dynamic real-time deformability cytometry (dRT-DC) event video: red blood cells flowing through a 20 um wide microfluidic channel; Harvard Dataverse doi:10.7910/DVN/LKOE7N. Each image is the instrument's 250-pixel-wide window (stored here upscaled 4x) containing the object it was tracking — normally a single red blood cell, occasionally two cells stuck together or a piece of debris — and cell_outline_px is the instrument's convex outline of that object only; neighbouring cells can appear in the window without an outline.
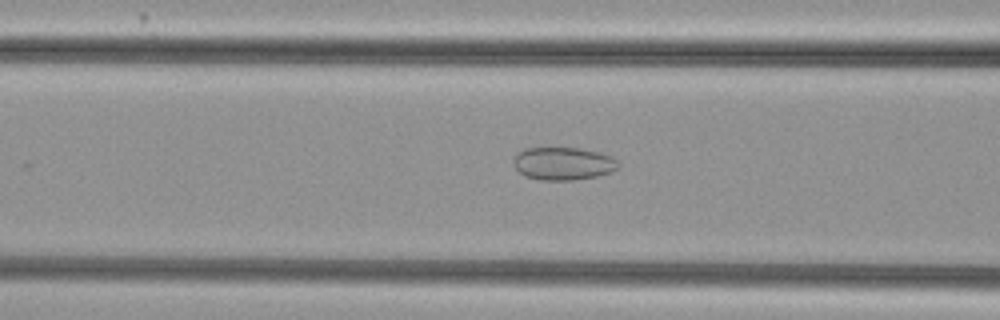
{"species": "common noctule bat (a hibernating species)", "species_latin": "Nyctalus noctula", "temperature_condition": "cold", "stored_images_in_passage": 21, "camera_frame_rate_fps": 3000, "um_per_image_px": 0.085, "animal": {"sex": "female", "body_mass_g": 29.2, "forearm_length_mm": 56.3}, "frame": {"image": 1, "passage_image": 7, "time_ms": 2.0, "image_size_px": [1000, 320], "cell_outline_px": [[620, 164], [612, 172], [596, 176], [572, 180], [540, 180], [524, 176], [512, 164], [512, 160], [516, 152], [524, 148], [580, 148], [600, 152], [612, 156]], "centroid_in_image_um": [47.84, 13.89], "position_along_channel_um": 118.8, "area_um2": 20.29}}
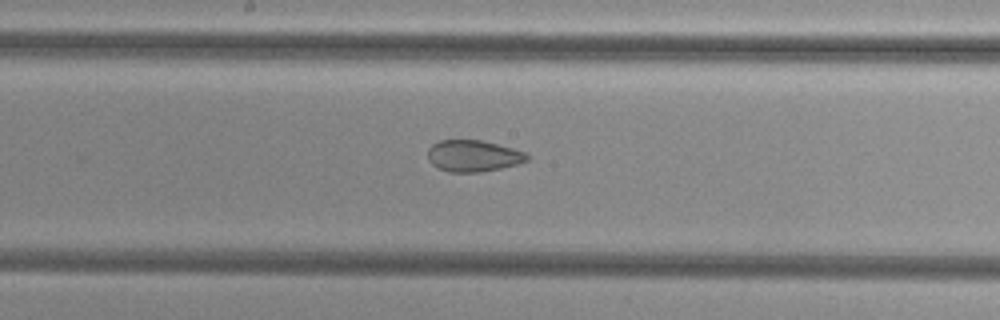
{"frame": {"image": 2, "passage_image": 14, "time_ms": 4.333, "image_size_px": [1000, 320], "cell_outline_px": [[528, 160], [520, 164], [480, 172], [448, 172], [436, 168], [428, 160], [428, 148], [432, 144], [440, 140], [480, 140], [528, 152]], "centroid_in_image_um": [40.22, 13.26], "position_along_channel_um": 208.0, "area_um2": 18.38}}
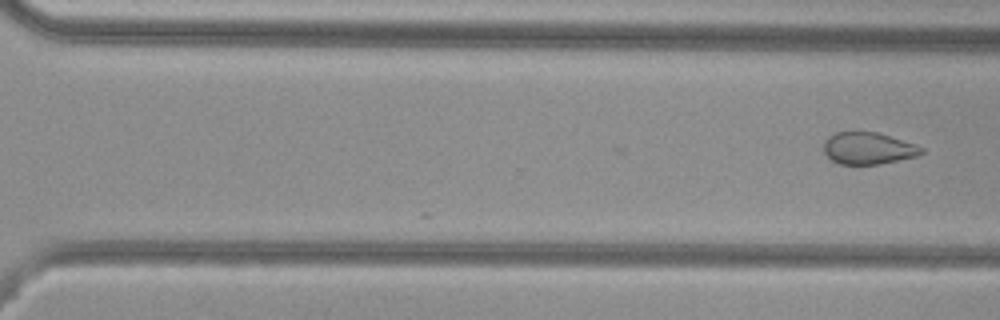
{"frame": {"image": 3, "passage_image": 21, "time_ms": 6.667, "image_size_px": [1000, 320], "cell_outline_px": [[924, 152], [920, 156], [880, 164], [840, 164], [832, 160], [824, 152], [824, 140], [828, 136], [836, 132], [876, 132], [924, 148]], "centroid_in_image_um": [73.79, 12.62], "position_along_channel_um": 296.8, "area_um2": 18.03}}